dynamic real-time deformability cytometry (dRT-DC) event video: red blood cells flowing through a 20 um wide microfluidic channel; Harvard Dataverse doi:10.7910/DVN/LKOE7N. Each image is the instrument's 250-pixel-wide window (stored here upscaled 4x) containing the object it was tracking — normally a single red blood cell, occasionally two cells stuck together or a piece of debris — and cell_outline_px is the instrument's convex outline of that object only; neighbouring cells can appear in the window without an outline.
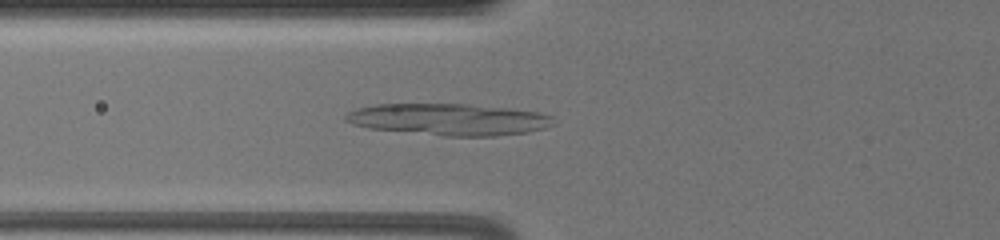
{"species": "common noctule bat (a hibernating species)", "species_latin": "Nyctalus noctula", "temperature_condition": "warm", "stored_images_in_passage": 62, "camera_frame_rate_fps": 3000, "um_per_image_px": 0.085, "animal": {"sex": "female", "body_mass_g": 19.5, "forearm_length_mm": 54.1}, "frame": {"image": 1, "passage_image": 27, "time_ms": 8.667, "image_size_px": [1000, 240], "cell_outline_px": [[556, 124], [544, 128], [524, 132], [496, 136], [444, 136], [368, 128], [352, 124], [344, 120], [344, 116], [348, 112], [356, 108], [376, 104], [468, 104], [508, 108], [540, 112], [552, 116]], "centroid_in_image_um": [38.14, 10.15], "position_along_channel_um": 87.7, "area_um2": 38.49}}
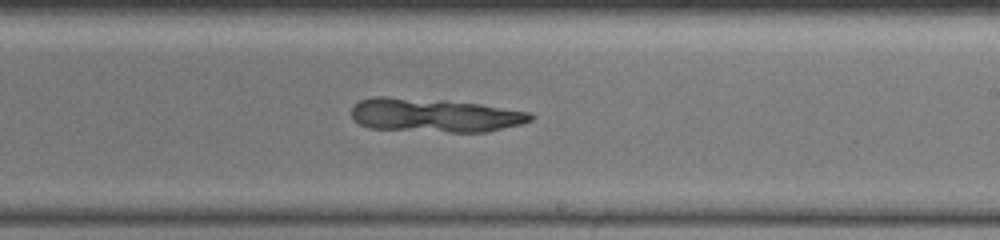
{"frame": {"image": 2, "passage_image": 41, "time_ms": 13.333, "image_size_px": [1000, 240], "cell_outline_px": [[536, 116], [532, 120], [520, 124], [488, 132], [448, 132], [368, 128], [360, 124], [352, 116], [352, 108], [360, 100], [372, 96], [384, 96], [448, 100], [480, 104], [532, 112]], "centroid_in_image_um": [36.97, 9.79], "position_along_channel_um": 252.0, "area_um2": 35.49}}
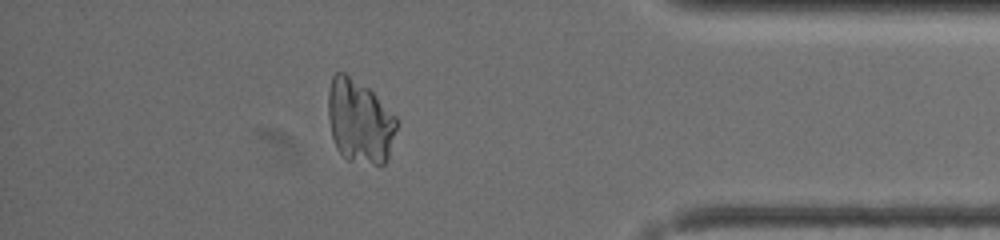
{"frame": {"image": 3, "passage_image": 56, "time_ms": 18.333, "image_size_px": [1000, 240], "cell_outline_px": [[396, 128], [388, 160], [384, 164], [372, 164], [348, 160], [336, 148], [332, 136], [328, 116], [328, 92], [332, 76], [336, 72], [344, 72], [368, 88], [396, 116]], "centroid_in_image_um": [30.56, 10.31], "position_along_channel_um": 404.6, "area_um2": 33.18}}